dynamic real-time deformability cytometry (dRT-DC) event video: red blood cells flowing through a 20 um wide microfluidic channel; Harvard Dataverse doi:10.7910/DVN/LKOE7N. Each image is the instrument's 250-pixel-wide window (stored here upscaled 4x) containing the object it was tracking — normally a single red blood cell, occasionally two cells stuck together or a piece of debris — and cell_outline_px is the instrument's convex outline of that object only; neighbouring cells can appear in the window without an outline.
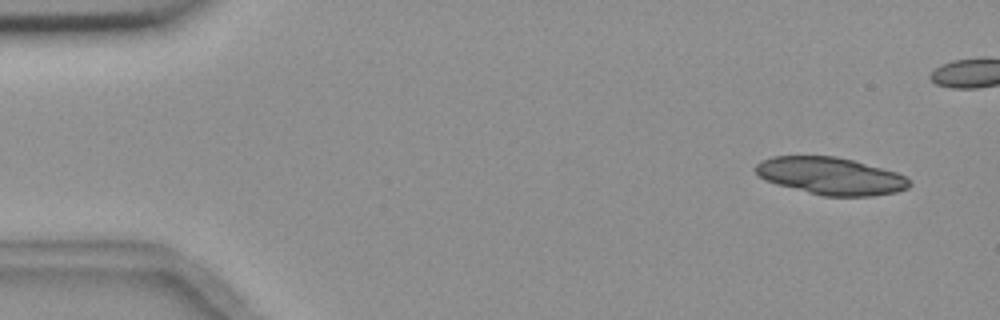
{"species": "common noctule bat (a hibernating species)", "species_latin": "Nyctalus noctula", "temperature_condition": "room temperature", "stored_images_in_passage": 2, "camera_frame_rate_fps": 3000, "um_per_image_px": 0.085, "animal": {"sex": "female", "body_mass_g": 18.4}, "frame": {"image": 1, "passage_image": 1, "time_ms": 0.0, "image_size_px": [1000, 320], "cell_outline_px": [[912, 184], [908, 188], [896, 192], [872, 196], [824, 196], [776, 184], [764, 180], [756, 172], [756, 164], [772, 156], [836, 156], [852, 160], [896, 172], [912, 180]], "centroid_in_image_um": [70.64, 14.96], "position_along_channel_um": 14.4, "area_um2": 33.29}}